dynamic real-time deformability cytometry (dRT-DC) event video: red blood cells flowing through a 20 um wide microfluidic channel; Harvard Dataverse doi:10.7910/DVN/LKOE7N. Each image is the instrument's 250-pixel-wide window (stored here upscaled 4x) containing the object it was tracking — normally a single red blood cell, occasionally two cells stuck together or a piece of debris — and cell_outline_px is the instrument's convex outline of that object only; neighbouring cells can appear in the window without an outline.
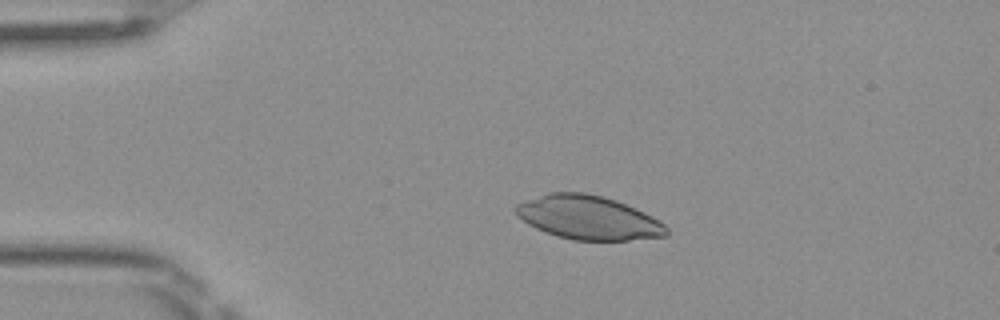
{"species": "Egyptian fruit bat (a non-hibernating species)", "species_latin": "Rousettus aegyptiacus", "temperature_condition": "room temperature", "stored_images_in_passage": 50, "camera_frame_rate_fps": 3000, "um_per_image_px": 0.085, "frame": {"image": 1, "passage_image": 10, "time_ms": 3.0, "image_size_px": [1000, 320], "cell_outline_px": [[668, 236], [628, 240], [572, 240], [556, 236], [536, 228], [528, 224], [516, 216], [516, 204], [548, 192], [584, 192], [616, 200], [644, 212], [652, 216], [664, 224], [668, 228]], "centroid_in_image_um": [50.0, 18.5], "position_along_channel_um": 35.0, "area_um2": 38.38}}
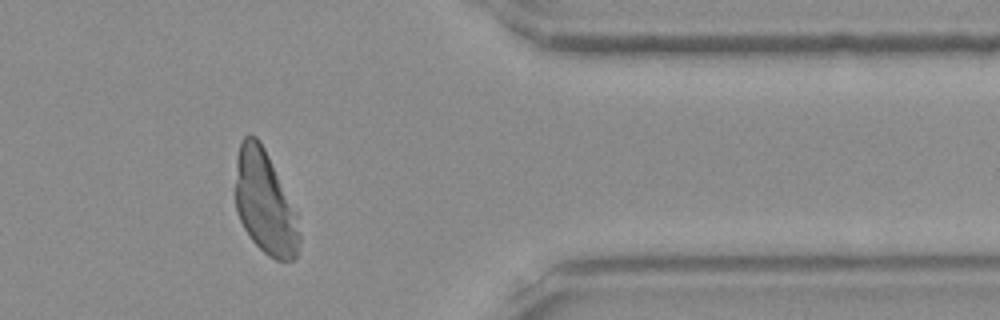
{"frame": {"image": 2, "passage_image": 41, "time_ms": 13.333, "image_size_px": [1000, 320], "cell_outline_px": [[300, 244], [296, 256], [292, 260], [276, 260], [268, 256], [252, 240], [244, 228], [236, 212], [236, 156], [240, 144], [244, 136], [248, 132], [256, 136], [264, 148], [296, 212], [300, 236]], "centroid_in_image_um": [22.5, 17.22], "position_along_channel_um": 388.9, "area_um2": 38.26}}